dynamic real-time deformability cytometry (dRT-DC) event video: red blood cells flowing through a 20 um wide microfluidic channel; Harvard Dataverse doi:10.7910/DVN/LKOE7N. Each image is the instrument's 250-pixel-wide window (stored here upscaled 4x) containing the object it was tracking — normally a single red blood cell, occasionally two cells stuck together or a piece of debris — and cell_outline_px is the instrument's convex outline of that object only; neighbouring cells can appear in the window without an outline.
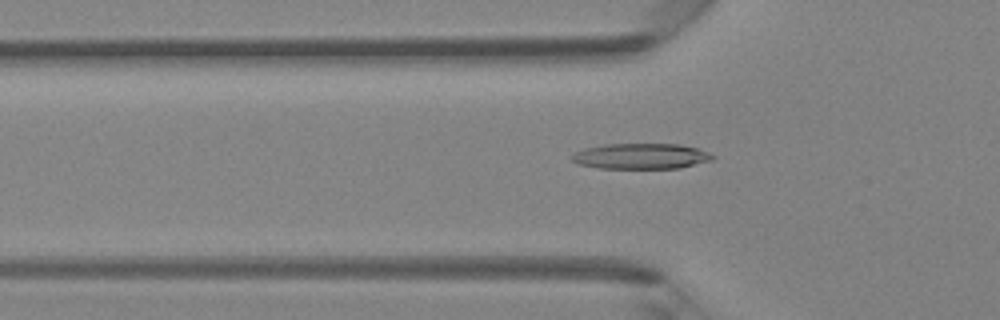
{"species": "Egyptian fruit bat (a non-hibernating species)", "species_latin": "Rousettus aegyptiacus", "temperature_condition": "room temperature", "stored_images_in_passage": 48, "camera_frame_rate_fps": 3000, "um_per_image_px": 0.085, "animal": {"sex": "female"}, "frame": {"image": 1, "passage_image": 16, "time_ms": 5.0, "image_size_px": [1000, 320], "cell_outline_px": [[716, 156], [712, 160], [680, 168], [600, 168], [580, 164], [572, 160], [572, 152], [584, 148], [604, 144], [680, 144], [696, 148], [708, 152]], "centroid_in_image_um": [54.48, 13.27], "position_along_channel_um": 71.3, "area_um2": 20.98}}
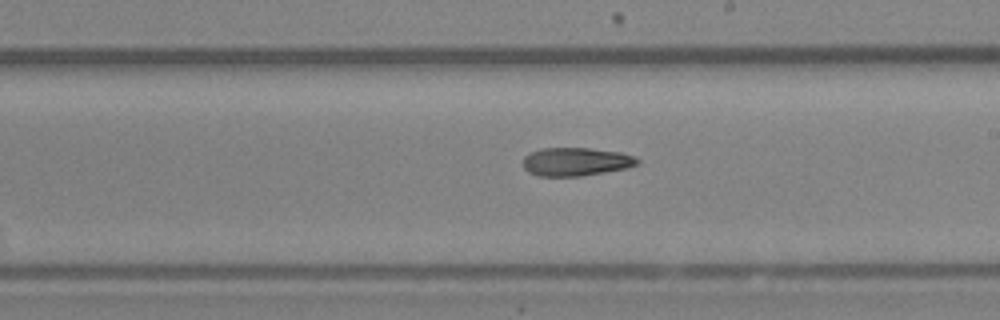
{"frame": {"image": 2, "passage_image": 28, "time_ms": 9.0, "image_size_px": [1000, 320], "cell_outline_px": [[640, 164], [628, 168], [580, 176], [540, 176], [528, 172], [524, 168], [524, 156], [528, 152], [540, 148], [588, 148], [620, 152], [632, 156], [640, 160]], "centroid_in_image_um": [48.94, 13.74], "position_along_channel_um": 240.1, "area_um2": 18.96}}
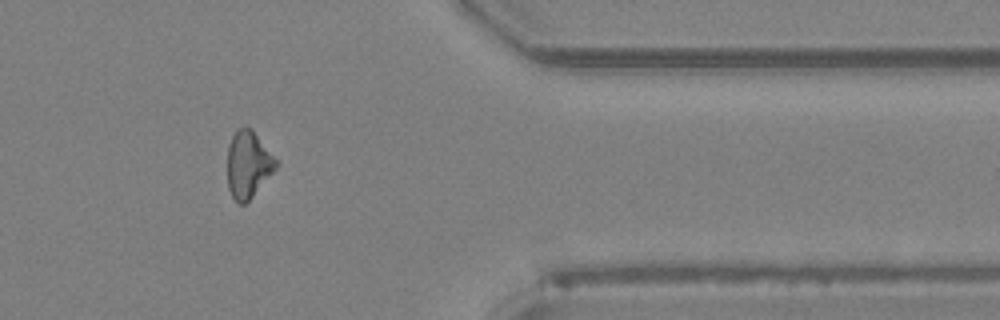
{"frame": {"image": 3, "passage_image": 40, "time_ms": 13.0, "image_size_px": [1000, 320], "cell_outline_px": [[280, 164], [252, 196], [244, 204], [240, 204], [232, 196], [228, 188], [228, 144], [236, 128], [252, 128], [280, 160]], "centroid_in_image_um": [21.14, 13.93], "position_along_channel_um": 390.3, "area_um2": 19.19}}